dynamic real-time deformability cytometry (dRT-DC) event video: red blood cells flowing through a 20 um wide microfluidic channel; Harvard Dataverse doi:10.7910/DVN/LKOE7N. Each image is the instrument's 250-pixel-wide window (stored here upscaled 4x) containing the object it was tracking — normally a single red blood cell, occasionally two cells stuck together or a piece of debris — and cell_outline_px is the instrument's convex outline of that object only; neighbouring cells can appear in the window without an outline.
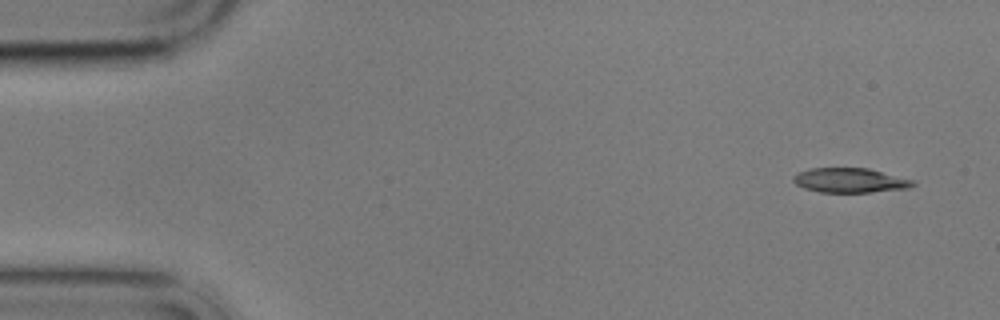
{"species": "common noctule bat (a hibernating species)", "species_latin": "Nyctalus noctula", "temperature_condition": "cold", "stored_images_in_passage": 6, "camera_frame_rate_fps": 3000, "um_per_image_px": 0.085, "animal": {"sex": "male", "body_mass_g": 17.9}, "frame": {"image": 1, "passage_image": 1, "time_ms": 0.0, "image_size_px": [1000, 320], "cell_outline_px": [[916, 184], [908, 188], [872, 192], [820, 192], [804, 188], [796, 184], [792, 180], [792, 176], [796, 172], [808, 168], [868, 168], [916, 180]], "centroid_in_image_um": [72.24, 15.32], "position_along_channel_um": 12.8, "area_um2": 17.34}}
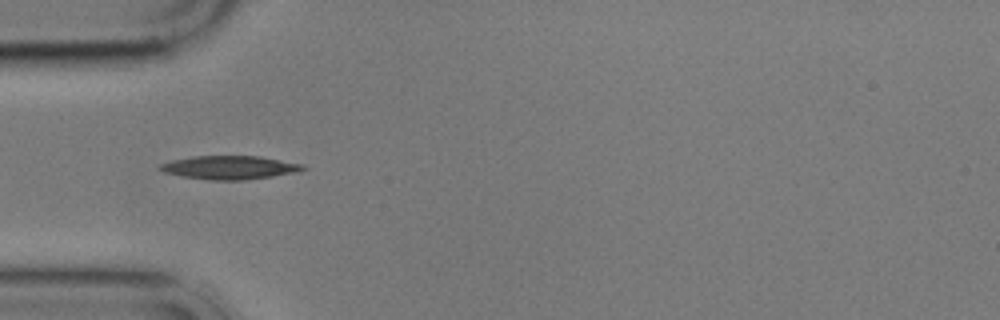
{"frame": {"image": 2, "passage_image": 5, "time_ms": 4.667, "image_size_px": [1000, 320], "cell_outline_px": [[308, 168], [300, 172], [244, 180], [212, 180], [180, 176], [164, 172], [156, 168], [160, 164], [172, 160], [192, 156], [260, 156], [304, 164]], "centroid_in_image_um": [19.54, 14.23], "position_along_channel_um": 65.5, "area_um2": 19.77}}